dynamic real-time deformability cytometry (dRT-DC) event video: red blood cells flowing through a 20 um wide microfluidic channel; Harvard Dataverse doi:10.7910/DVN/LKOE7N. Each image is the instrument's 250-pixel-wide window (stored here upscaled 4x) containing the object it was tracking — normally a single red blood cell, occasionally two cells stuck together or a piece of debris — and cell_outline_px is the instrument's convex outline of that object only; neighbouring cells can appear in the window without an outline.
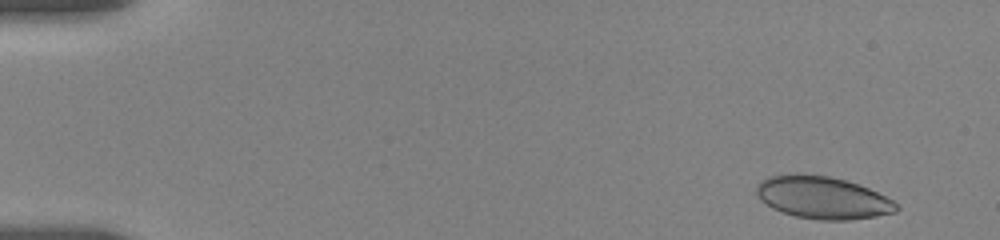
{"species": "human", "species_latin": "Homo sapiens", "temperature_condition": "room temperature", "stored_images_in_passage": 46, "camera_frame_rate_fps": 3000, "um_per_image_px": 0.085, "donor": {"sex": "female"}, "frame": {"image": 1, "passage_image": 2, "time_ms": 0.333, "image_size_px": [1000, 240], "cell_outline_px": [[900, 208], [896, 212], [876, 216], [848, 220], [820, 220], [796, 216], [772, 208], [756, 196], [756, 184], [760, 180], [768, 176], [796, 172], [828, 176], [844, 180], [868, 188], [892, 200]], "centroid_in_image_um": [69.87, 16.78], "position_along_channel_um": 15.1, "area_um2": 34.62}}
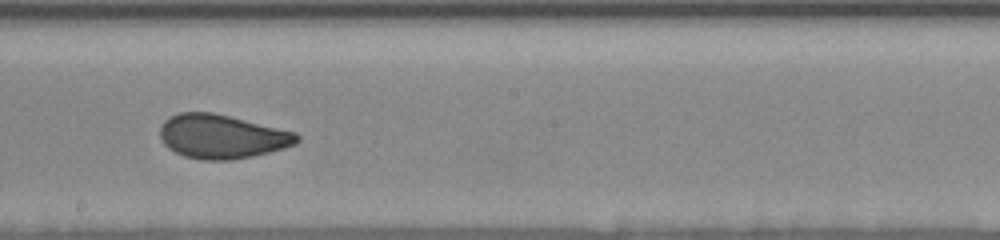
{"frame": {"image": 2, "passage_image": 24, "time_ms": 9.667, "image_size_px": [1000, 240], "cell_outline_px": [[300, 140], [296, 144], [268, 152], [252, 156], [232, 160], [200, 160], [184, 156], [168, 148], [160, 140], [160, 128], [164, 120], [180, 112], [212, 112], [296, 132], [300, 136]], "centroid_in_image_um": [18.84, 11.61], "position_along_channel_um": 229.4, "area_um2": 35.03}}
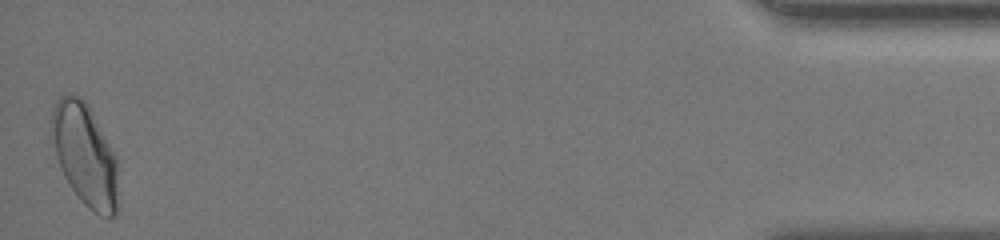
{"frame": {"image": 3, "passage_image": 46, "time_ms": 17.333, "image_size_px": [1000, 240], "cell_outline_px": [[120, 164], [116, 216], [100, 216], [92, 212], [80, 200], [64, 176], [60, 168], [56, 156], [52, 128], [52, 104], [60, 96], [68, 92], [72, 92], [80, 96], [88, 104], [116, 156]], "centroid_in_image_um": [7.26, 13.15], "position_along_channel_um": 427.9, "area_um2": 40.17}, "authors_computed_cell_mechanics": {"area_um2": 34.8245, "velocity_mm_per_s": 3.6387, "shape_relaxation_time_tau1_ms": 5.3903, "shape_relaxation_time_tau2_ms": 0.7653, "deformation_change_tau1": 0.1182, "deformation_change_tau2": 0.0559}}